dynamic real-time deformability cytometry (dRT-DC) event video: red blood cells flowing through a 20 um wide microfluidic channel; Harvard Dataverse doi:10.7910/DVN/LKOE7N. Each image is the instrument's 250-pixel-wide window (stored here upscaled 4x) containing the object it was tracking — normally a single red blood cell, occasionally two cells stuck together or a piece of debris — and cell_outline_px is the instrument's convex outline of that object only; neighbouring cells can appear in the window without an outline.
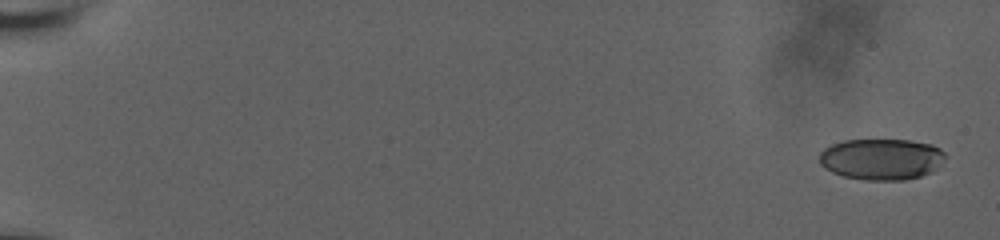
{"species": "human", "species_latin": "Homo sapiens", "temperature_condition": "room temperature", "stored_images_in_passage": 13, "camera_frame_rate_fps": 3000, "um_per_image_px": 0.085, "donor": {"sex": "male"}, "frame": {"image": 1, "passage_image": 1, "time_ms": 0.0, "image_size_px": [1000, 240], "cell_outline_px": [[948, 156], [932, 172], [920, 176], [904, 180], [864, 180], [844, 176], [832, 172], [824, 168], [820, 164], [820, 152], [824, 148], [832, 144], [844, 140], [908, 140], [932, 144], [940, 148]], "centroid_in_image_um": [74.94, 13.53], "position_along_channel_um": 10.1, "area_um2": 30.4}}
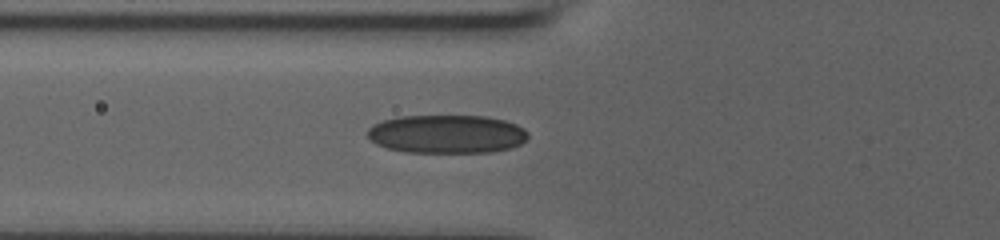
{"frame": {"image": 2, "passage_image": 10, "time_ms": 3.0, "image_size_px": [1000, 240], "cell_outline_px": [[528, 136], [520, 144], [512, 148], [492, 152], [404, 152], [388, 148], [376, 144], [364, 132], [372, 124], [380, 120], [396, 116], [484, 116], [504, 120], [516, 124], [524, 128], [528, 132]], "centroid_in_image_um": [37.94, 11.39], "position_along_channel_um": 87.9, "area_um2": 36.3}}
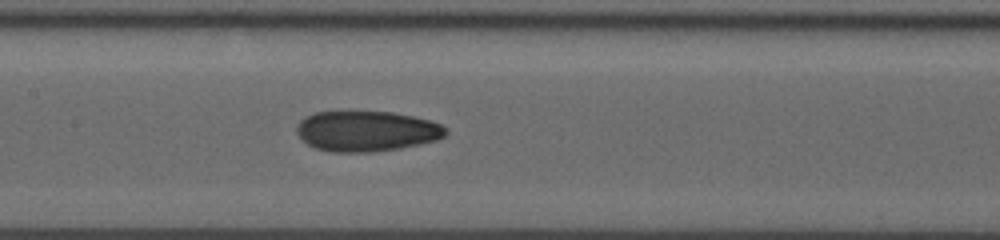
{"frame": {"image": 3, "passage_image": 13, "time_ms": 4.0, "image_size_px": [1000, 240], "cell_outline_px": [[448, 132], [444, 136], [436, 140], [420, 144], [400, 148], [372, 152], [332, 152], [316, 148], [308, 144], [296, 132], [296, 128], [300, 120], [316, 112], [392, 112], [412, 116], [428, 120], [440, 124], [448, 128]], "centroid_in_image_um": [31.18, 11.15], "position_along_channel_um": 176.2, "area_um2": 34.91}}